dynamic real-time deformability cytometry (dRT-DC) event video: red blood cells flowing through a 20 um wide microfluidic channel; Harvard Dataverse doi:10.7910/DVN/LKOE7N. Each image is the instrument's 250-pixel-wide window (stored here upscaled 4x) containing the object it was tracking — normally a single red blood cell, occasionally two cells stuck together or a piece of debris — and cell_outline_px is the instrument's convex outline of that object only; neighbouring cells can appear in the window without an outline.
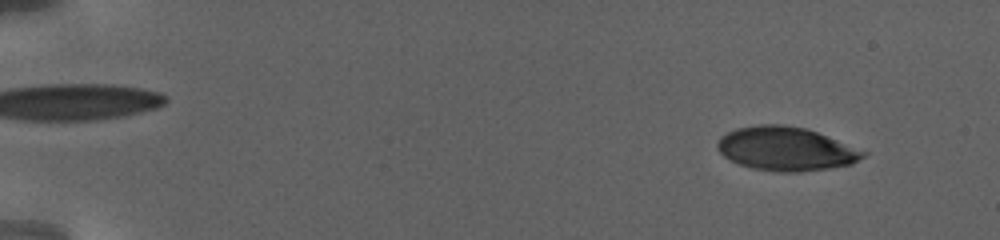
{"species": "human", "species_latin": "Homo sapiens", "temperature_condition": "warm", "stored_images_in_passage": 49, "camera_frame_rate_fps": 3000, "um_per_image_px": 0.085, "donor": {"sex": "female"}, "frame": {"image": 1, "passage_image": 13, "time_ms": 2.333, "image_size_px": [1000, 240], "cell_outline_px": [[868, 152], [864, 156], [852, 164], [828, 168], [800, 172], [776, 172], [752, 168], [740, 164], [724, 156], [716, 148], [716, 144], [720, 136], [736, 128], [760, 124], [780, 124], [804, 128], [816, 132]], "centroid_in_image_um": [66.77, 12.65], "position_along_channel_um": 18.2, "area_um2": 36.93}}
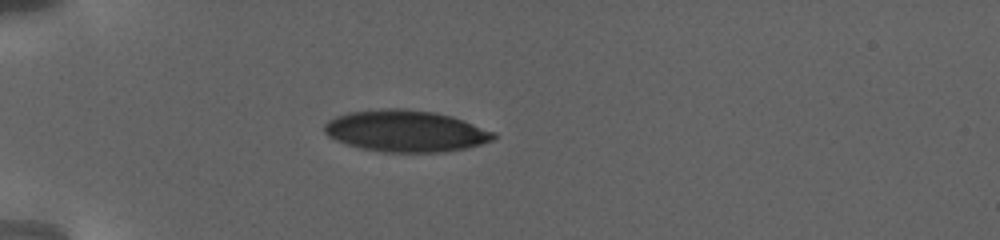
{"frame": {"image": 2, "passage_image": 43, "time_ms": 7.667, "image_size_px": [1000, 240], "cell_outline_px": [[496, 136], [492, 140], [468, 148], [444, 152], [384, 152], [364, 148], [348, 144], [336, 140], [328, 136], [324, 132], [324, 124], [328, 120], [336, 116], [348, 112], [380, 108], [400, 108], [432, 112], [452, 116], [496, 132]], "centroid_in_image_um": [34.49, 11.13], "position_along_channel_um": 50.5, "area_um2": 40.98}}